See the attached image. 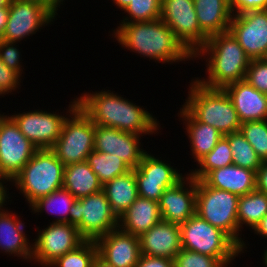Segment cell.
Instances as JSON below:
<instances>
[{
    "label": "cell",
    "instance_id": "41",
    "mask_svg": "<svg viewBox=\"0 0 267 267\" xmlns=\"http://www.w3.org/2000/svg\"><path fill=\"white\" fill-rule=\"evenodd\" d=\"M21 76L18 72L10 69L0 60V97L7 94L16 93L17 89L21 86Z\"/></svg>",
    "mask_w": 267,
    "mask_h": 267
},
{
    "label": "cell",
    "instance_id": "43",
    "mask_svg": "<svg viewBox=\"0 0 267 267\" xmlns=\"http://www.w3.org/2000/svg\"><path fill=\"white\" fill-rule=\"evenodd\" d=\"M135 267H174L173 259L142 255Z\"/></svg>",
    "mask_w": 267,
    "mask_h": 267
},
{
    "label": "cell",
    "instance_id": "17",
    "mask_svg": "<svg viewBox=\"0 0 267 267\" xmlns=\"http://www.w3.org/2000/svg\"><path fill=\"white\" fill-rule=\"evenodd\" d=\"M141 137L113 127L95 125L94 150L115 155L131 169H136L147 152L140 142Z\"/></svg>",
    "mask_w": 267,
    "mask_h": 267
},
{
    "label": "cell",
    "instance_id": "3",
    "mask_svg": "<svg viewBox=\"0 0 267 267\" xmlns=\"http://www.w3.org/2000/svg\"><path fill=\"white\" fill-rule=\"evenodd\" d=\"M193 59H205L207 77H195V80L212 89H224L232 83L245 80L251 61L229 30L210 36Z\"/></svg>",
    "mask_w": 267,
    "mask_h": 267
},
{
    "label": "cell",
    "instance_id": "47",
    "mask_svg": "<svg viewBox=\"0 0 267 267\" xmlns=\"http://www.w3.org/2000/svg\"><path fill=\"white\" fill-rule=\"evenodd\" d=\"M254 234H259V236L265 237L267 239V214L262 218V220L255 226L252 231Z\"/></svg>",
    "mask_w": 267,
    "mask_h": 267
},
{
    "label": "cell",
    "instance_id": "23",
    "mask_svg": "<svg viewBox=\"0 0 267 267\" xmlns=\"http://www.w3.org/2000/svg\"><path fill=\"white\" fill-rule=\"evenodd\" d=\"M208 186L243 196L256 189V172L235 164L210 171L203 179Z\"/></svg>",
    "mask_w": 267,
    "mask_h": 267
},
{
    "label": "cell",
    "instance_id": "37",
    "mask_svg": "<svg viewBox=\"0 0 267 267\" xmlns=\"http://www.w3.org/2000/svg\"><path fill=\"white\" fill-rule=\"evenodd\" d=\"M138 196L159 202L164 190L175 186L179 181L146 180L137 168L135 169Z\"/></svg>",
    "mask_w": 267,
    "mask_h": 267
},
{
    "label": "cell",
    "instance_id": "21",
    "mask_svg": "<svg viewBox=\"0 0 267 267\" xmlns=\"http://www.w3.org/2000/svg\"><path fill=\"white\" fill-rule=\"evenodd\" d=\"M230 97L241 123L267 120V95L255 89L246 80L224 88Z\"/></svg>",
    "mask_w": 267,
    "mask_h": 267
},
{
    "label": "cell",
    "instance_id": "14",
    "mask_svg": "<svg viewBox=\"0 0 267 267\" xmlns=\"http://www.w3.org/2000/svg\"><path fill=\"white\" fill-rule=\"evenodd\" d=\"M2 114L0 115V176L12 181L33 157L37 148L21 133L9 113Z\"/></svg>",
    "mask_w": 267,
    "mask_h": 267
},
{
    "label": "cell",
    "instance_id": "16",
    "mask_svg": "<svg viewBox=\"0 0 267 267\" xmlns=\"http://www.w3.org/2000/svg\"><path fill=\"white\" fill-rule=\"evenodd\" d=\"M98 267H135L141 256L139 237L119 228L98 238Z\"/></svg>",
    "mask_w": 267,
    "mask_h": 267
},
{
    "label": "cell",
    "instance_id": "35",
    "mask_svg": "<svg viewBox=\"0 0 267 267\" xmlns=\"http://www.w3.org/2000/svg\"><path fill=\"white\" fill-rule=\"evenodd\" d=\"M162 0H131L120 23L150 22L160 19Z\"/></svg>",
    "mask_w": 267,
    "mask_h": 267
},
{
    "label": "cell",
    "instance_id": "44",
    "mask_svg": "<svg viewBox=\"0 0 267 267\" xmlns=\"http://www.w3.org/2000/svg\"><path fill=\"white\" fill-rule=\"evenodd\" d=\"M256 189L267 194V161L262 162L256 172Z\"/></svg>",
    "mask_w": 267,
    "mask_h": 267
},
{
    "label": "cell",
    "instance_id": "24",
    "mask_svg": "<svg viewBox=\"0 0 267 267\" xmlns=\"http://www.w3.org/2000/svg\"><path fill=\"white\" fill-rule=\"evenodd\" d=\"M179 111L177 115L183 121V125H185L183 129L188 134L186 136H188L189 146H191L189 149L191 150L194 162L197 164L202 157L216 146L223 134L209 124L197 121L183 106L180 107Z\"/></svg>",
    "mask_w": 267,
    "mask_h": 267
},
{
    "label": "cell",
    "instance_id": "29",
    "mask_svg": "<svg viewBox=\"0 0 267 267\" xmlns=\"http://www.w3.org/2000/svg\"><path fill=\"white\" fill-rule=\"evenodd\" d=\"M75 197L65 188L57 189L56 191L50 193L49 195L40 197L35 202H33L29 208L32 209L31 212L36 215L41 214L44 211L49 214L55 215L56 220L52 222L69 223V213L72 207ZM58 215V216H57Z\"/></svg>",
    "mask_w": 267,
    "mask_h": 267
},
{
    "label": "cell",
    "instance_id": "26",
    "mask_svg": "<svg viewBox=\"0 0 267 267\" xmlns=\"http://www.w3.org/2000/svg\"><path fill=\"white\" fill-rule=\"evenodd\" d=\"M102 190L111 210L120 217L138 197L135 169L107 181L103 184Z\"/></svg>",
    "mask_w": 267,
    "mask_h": 267
},
{
    "label": "cell",
    "instance_id": "9",
    "mask_svg": "<svg viewBox=\"0 0 267 267\" xmlns=\"http://www.w3.org/2000/svg\"><path fill=\"white\" fill-rule=\"evenodd\" d=\"M69 211V224L76 226L85 240L96 241L118 228V217L103 190L76 198Z\"/></svg>",
    "mask_w": 267,
    "mask_h": 267
},
{
    "label": "cell",
    "instance_id": "7",
    "mask_svg": "<svg viewBox=\"0 0 267 267\" xmlns=\"http://www.w3.org/2000/svg\"><path fill=\"white\" fill-rule=\"evenodd\" d=\"M239 196L196 180V214L228 234L239 245Z\"/></svg>",
    "mask_w": 267,
    "mask_h": 267
},
{
    "label": "cell",
    "instance_id": "34",
    "mask_svg": "<svg viewBox=\"0 0 267 267\" xmlns=\"http://www.w3.org/2000/svg\"><path fill=\"white\" fill-rule=\"evenodd\" d=\"M232 150L233 164L257 172L262 161L240 131L224 135Z\"/></svg>",
    "mask_w": 267,
    "mask_h": 267
},
{
    "label": "cell",
    "instance_id": "30",
    "mask_svg": "<svg viewBox=\"0 0 267 267\" xmlns=\"http://www.w3.org/2000/svg\"><path fill=\"white\" fill-rule=\"evenodd\" d=\"M197 163V169L188 172L196 180H202L214 169L232 165L233 156L228 139L223 135L216 146Z\"/></svg>",
    "mask_w": 267,
    "mask_h": 267
},
{
    "label": "cell",
    "instance_id": "6",
    "mask_svg": "<svg viewBox=\"0 0 267 267\" xmlns=\"http://www.w3.org/2000/svg\"><path fill=\"white\" fill-rule=\"evenodd\" d=\"M183 249L219 259L226 267L241 256L240 246L224 231L197 214L180 225Z\"/></svg>",
    "mask_w": 267,
    "mask_h": 267
},
{
    "label": "cell",
    "instance_id": "42",
    "mask_svg": "<svg viewBox=\"0 0 267 267\" xmlns=\"http://www.w3.org/2000/svg\"><path fill=\"white\" fill-rule=\"evenodd\" d=\"M233 15L248 11L267 10V0H229Z\"/></svg>",
    "mask_w": 267,
    "mask_h": 267
},
{
    "label": "cell",
    "instance_id": "49",
    "mask_svg": "<svg viewBox=\"0 0 267 267\" xmlns=\"http://www.w3.org/2000/svg\"><path fill=\"white\" fill-rule=\"evenodd\" d=\"M112 2L117 8H120L121 11H124V9L130 4L131 0H112Z\"/></svg>",
    "mask_w": 267,
    "mask_h": 267
},
{
    "label": "cell",
    "instance_id": "52",
    "mask_svg": "<svg viewBox=\"0 0 267 267\" xmlns=\"http://www.w3.org/2000/svg\"><path fill=\"white\" fill-rule=\"evenodd\" d=\"M262 59L267 62V51L265 52L264 56L262 57Z\"/></svg>",
    "mask_w": 267,
    "mask_h": 267
},
{
    "label": "cell",
    "instance_id": "32",
    "mask_svg": "<svg viewBox=\"0 0 267 267\" xmlns=\"http://www.w3.org/2000/svg\"><path fill=\"white\" fill-rule=\"evenodd\" d=\"M150 151L146 152L137 169L146 176V180L154 181H181L186 174H182L177 167L172 166V162H165Z\"/></svg>",
    "mask_w": 267,
    "mask_h": 267
},
{
    "label": "cell",
    "instance_id": "2",
    "mask_svg": "<svg viewBox=\"0 0 267 267\" xmlns=\"http://www.w3.org/2000/svg\"><path fill=\"white\" fill-rule=\"evenodd\" d=\"M119 45L141 58L162 64L191 61L193 56L176 39L174 32L161 20L119 23L112 31Z\"/></svg>",
    "mask_w": 267,
    "mask_h": 267
},
{
    "label": "cell",
    "instance_id": "15",
    "mask_svg": "<svg viewBox=\"0 0 267 267\" xmlns=\"http://www.w3.org/2000/svg\"><path fill=\"white\" fill-rule=\"evenodd\" d=\"M229 31L250 60L262 59L267 51V10L233 15Z\"/></svg>",
    "mask_w": 267,
    "mask_h": 267
},
{
    "label": "cell",
    "instance_id": "11",
    "mask_svg": "<svg viewBox=\"0 0 267 267\" xmlns=\"http://www.w3.org/2000/svg\"><path fill=\"white\" fill-rule=\"evenodd\" d=\"M57 14L37 0H11L9 17L2 40L18 42L54 23ZM42 27V28H41Z\"/></svg>",
    "mask_w": 267,
    "mask_h": 267
},
{
    "label": "cell",
    "instance_id": "22",
    "mask_svg": "<svg viewBox=\"0 0 267 267\" xmlns=\"http://www.w3.org/2000/svg\"><path fill=\"white\" fill-rule=\"evenodd\" d=\"M161 220L159 202L138 196L118 217V228L125 233L140 237Z\"/></svg>",
    "mask_w": 267,
    "mask_h": 267
},
{
    "label": "cell",
    "instance_id": "1",
    "mask_svg": "<svg viewBox=\"0 0 267 267\" xmlns=\"http://www.w3.org/2000/svg\"><path fill=\"white\" fill-rule=\"evenodd\" d=\"M80 95L77 97V105L95 125L113 127L140 136L158 134L161 130V124L152 113L115 91H84Z\"/></svg>",
    "mask_w": 267,
    "mask_h": 267
},
{
    "label": "cell",
    "instance_id": "45",
    "mask_svg": "<svg viewBox=\"0 0 267 267\" xmlns=\"http://www.w3.org/2000/svg\"><path fill=\"white\" fill-rule=\"evenodd\" d=\"M7 182L11 185V181L8 178L0 176V211L5 210L7 200L8 202L10 201V203L12 201V200H9L11 197H10L9 191H7L9 190L7 186L10 187V185ZM4 184H7V185L5 186Z\"/></svg>",
    "mask_w": 267,
    "mask_h": 267
},
{
    "label": "cell",
    "instance_id": "48",
    "mask_svg": "<svg viewBox=\"0 0 267 267\" xmlns=\"http://www.w3.org/2000/svg\"><path fill=\"white\" fill-rule=\"evenodd\" d=\"M39 2H43L47 4L57 15L58 11H60L58 8L61 7V5H64L60 0H37Z\"/></svg>",
    "mask_w": 267,
    "mask_h": 267
},
{
    "label": "cell",
    "instance_id": "25",
    "mask_svg": "<svg viewBox=\"0 0 267 267\" xmlns=\"http://www.w3.org/2000/svg\"><path fill=\"white\" fill-rule=\"evenodd\" d=\"M200 29L208 36L229 30L233 13L229 0H193Z\"/></svg>",
    "mask_w": 267,
    "mask_h": 267
},
{
    "label": "cell",
    "instance_id": "19",
    "mask_svg": "<svg viewBox=\"0 0 267 267\" xmlns=\"http://www.w3.org/2000/svg\"><path fill=\"white\" fill-rule=\"evenodd\" d=\"M142 255L174 259L182 249L180 226L161 220L139 237Z\"/></svg>",
    "mask_w": 267,
    "mask_h": 267
},
{
    "label": "cell",
    "instance_id": "50",
    "mask_svg": "<svg viewBox=\"0 0 267 267\" xmlns=\"http://www.w3.org/2000/svg\"><path fill=\"white\" fill-rule=\"evenodd\" d=\"M263 251H264V253L262 255V258H263L262 261H263L264 266L267 267V249L263 250Z\"/></svg>",
    "mask_w": 267,
    "mask_h": 267
},
{
    "label": "cell",
    "instance_id": "20",
    "mask_svg": "<svg viewBox=\"0 0 267 267\" xmlns=\"http://www.w3.org/2000/svg\"><path fill=\"white\" fill-rule=\"evenodd\" d=\"M8 210L0 211V252L29 262L33 255V243L24 230L26 225L20 220V215Z\"/></svg>",
    "mask_w": 267,
    "mask_h": 267
},
{
    "label": "cell",
    "instance_id": "40",
    "mask_svg": "<svg viewBox=\"0 0 267 267\" xmlns=\"http://www.w3.org/2000/svg\"><path fill=\"white\" fill-rule=\"evenodd\" d=\"M18 42H9L0 39V60L8 66L10 69L15 70L18 72L21 76L24 73L22 68V61L21 60V50L20 48H17Z\"/></svg>",
    "mask_w": 267,
    "mask_h": 267
},
{
    "label": "cell",
    "instance_id": "10",
    "mask_svg": "<svg viewBox=\"0 0 267 267\" xmlns=\"http://www.w3.org/2000/svg\"><path fill=\"white\" fill-rule=\"evenodd\" d=\"M160 19L192 56L209 38L200 29L193 0H162Z\"/></svg>",
    "mask_w": 267,
    "mask_h": 267
},
{
    "label": "cell",
    "instance_id": "5",
    "mask_svg": "<svg viewBox=\"0 0 267 267\" xmlns=\"http://www.w3.org/2000/svg\"><path fill=\"white\" fill-rule=\"evenodd\" d=\"M64 164L51 149H37L20 173L11 181L28 206L40 197L63 187Z\"/></svg>",
    "mask_w": 267,
    "mask_h": 267
},
{
    "label": "cell",
    "instance_id": "18",
    "mask_svg": "<svg viewBox=\"0 0 267 267\" xmlns=\"http://www.w3.org/2000/svg\"><path fill=\"white\" fill-rule=\"evenodd\" d=\"M162 220L182 225L196 214V179L189 173L175 186L164 190L159 200Z\"/></svg>",
    "mask_w": 267,
    "mask_h": 267
},
{
    "label": "cell",
    "instance_id": "36",
    "mask_svg": "<svg viewBox=\"0 0 267 267\" xmlns=\"http://www.w3.org/2000/svg\"><path fill=\"white\" fill-rule=\"evenodd\" d=\"M262 162L267 161V120L241 123L240 130Z\"/></svg>",
    "mask_w": 267,
    "mask_h": 267
},
{
    "label": "cell",
    "instance_id": "8",
    "mask_svg": "<svg viewBox=\"0 0 267 267\" xmlns=\"http://www.w3.org/2000/svg\"><path fill=\"white\" fill-rule=\"evenodd\" d=\"M95 124L77 105L63 121L60 136L50 148L68 166L87 160L94 150Z\"/></svg>",
    "mask_w": 267,
    "mask_h": 267
},
{
    "label": "cell",
    "instance_id": "12",
    "mask_svg": "<svg viewBox=\"0 0 267 267\" xmlns=\"http://www.w3.org/2000/svg\"><path fill=\"white\" fill-rule=\"evenodd\" d=\"M66 113L54 110L34 109L9 115L17 124L21 133L37 148L50 149L60 136L63 121L77 106V97L69 102ZM66 114V115H65Z\"/></svg>",
    "mask_w": 267,
    "mask_h": 267
},
{
    "label": "cell",
    "instance_id": "27",
    "mask_svg": "<svg viewBox=\"0 0 267 267\" xmlns=\"http://www.w3.org/2000/svg\"><path fill=\"white\" fill-rule=\"evenodd\" d=\"M266 214L267 194L255 189L248 194L239 196L237 218L239 225V246L241 254L244 253L246 248H248L246 245L249 246V243L245 242L244 238H241L243 226L246 228L250 227L253 230Z\"/></svg>",
    "mask_w": 267,
    "mask_h": 267
},
{
    "label": "cell",
    "instance_id": "46",
    "mask_svg": "<svg viewBox=\"0 0 267 267\" xmlns=\"http://www.w3.org/2000/svg\"><path fill=\"white\" fill-rule=\"evenodd\" d=\"M9 17V5L0 7V39L2 38Z\"/></svg>",
    "mask_w": 267,
    "mask_h": 267
},
{
    "label": "cell",
    "instance_id": "4",
    "mask_svg": "<svg viewBox=\"0 0 267 267\" xmlns=\"http://www.w3.org/2000/svg\"><path fill=\"white\" fill-rule=\"evenodd\" d=\"M182 105L197 121L209 124L223 135L238 132L241 122L237 111L224 89L201 85L194 78Z\"/></svg>",
    "mask_w": 267,
    "mask_h": 267
},
{
    "label": "cell",
    "instance_id": "39",
    "mask_svg": "<svg viewBox=\"0 0 267 267\" xmlns=\"http://www.w3.org/2000/svg\"><path fill=\"white\" fill-rule=\"evenodd\" d=\"M245 80L255 89L267 95V62L263 59L251 60Z\"/></svg>",
    "mask_w": 267,
    "mask_h": 267
},
{
    "label": "cell",
    "instance_id": "51",
    "mask_svg": "<svg viewBox=\"0 0 267 267\" xmlns=\"http://www.w3.org/2000/svg\"><path fill=\"white\" fill-rule=\"evenodd\" d=\"M11 0H0V7H5L10 5Z\"/></svg>",
    "mask_w": 267,
    "mask_h": 267
},
{
    "label": "cell",
    "instance_id": "31",
    "mask_svg": "<svg viewBox=\"0 0 267 267\" xmlns=\"http://www.w3.org/2000/svg\"><path fill=\"white\" fill-rule=\"evenodd\" d=\"M86 162L102 184L131 170L119 157L95 150L88 155Z\"/></svg>",
    "mask_w": 267,
    "mask_h": 267
},
{
    "label": "cell",
    "instance_id": "38",
    "mask_svg": "<svg viewBox=\"0 0 267 267\" xmlns=\"http://www.w3.org/2000/svg\"><path fill=\"white\" fill-rule=\"evenodd\" d=\"M174 267H226L219 259L181 249L173 259Z\"/></svg>",
    "mask_w": 267,
    "mask_h": 267
},
{
    "label": "cell",
    "instance_id": "13",
    "mask_svg": "<svg viewBox=\"0 0 267 267\" xmlns=\"http://www.w3.org/2000/svg\"><path fill=\"white\" fill-rule=\"evenodd\" d=\"M37 236L33 239L34 261L42 267H49L59 257L80 246L85 239L76 226L69 223L50 222L44 229L37 227Z\"/></svg>",
    "mask_w": 267,
    "mask_h": 267
},
{
    "label": "cell",
    "instance_id": "33",
    "mask_svg": "<svg viewBox=\"0 0 267 267\" xmlns=\"http://www.w3.org/2000/svg\"><path fill=\"white\" fill-rule=\"evenodd\" d=\"M49 267H98L95 241L85 240L80 246L59 257Z\"/></svg>",
    "mask_w": 267,
    "mask_h": 267
},
{
    "label": "cell",
    "instance_id": "28",
    "mask_svg": "<svg viewBox=\"0 0 267 267\" xmlns=\"http://www.w3.org/2000/svg\"><path fill=\"white\" fill-rule=\"evenodd\" d=\"M103 184L85 162L70 164L64 168L63 188L75 198H82L102 190Z\"/></svg>",
    "mask_w": 267,
    "mask_h": 267
}]
</instances>
